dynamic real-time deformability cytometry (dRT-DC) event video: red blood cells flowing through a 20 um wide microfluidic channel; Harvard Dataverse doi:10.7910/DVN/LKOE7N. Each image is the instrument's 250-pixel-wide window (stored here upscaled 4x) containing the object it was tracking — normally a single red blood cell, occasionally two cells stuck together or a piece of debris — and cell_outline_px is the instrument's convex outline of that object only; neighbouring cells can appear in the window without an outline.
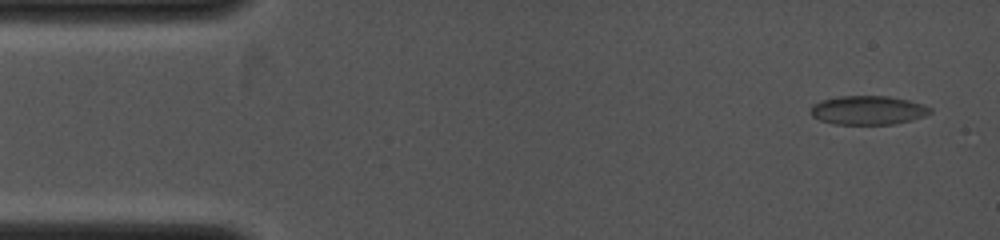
{"species": "common noctule bat (a hibernating species)", "species_latin": "Nyctalus noctula", "temperature_condition": "cold", "stored_images_in_passage": 37, "camera_frame_rate_fps": 4000, "um_per_image_px": 0.085, "animal": {"sex": "female", "body_mass_g": 19.0, "forearm_length_mm": 53.3}, "frame": {"image": 1, "passage_image": 2, "time_ms": 0.25, "image_size_px": [1000, 240], "cell_outline_px": [[932, 112], [924, 116], [912, 120], [892, 124], [836, 124], [820, 120], [812, 116], [808, 112], [812, 104], [824, 100], [840, 96], [888, 96], [908, 100], [932, 108]], "centroid_in_image_um": [73.75, 9.37], "position_along_channel_um": 11.2, "area_um2": 20.06}}
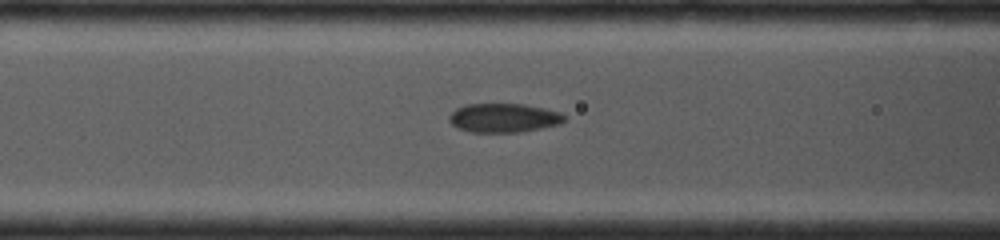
{"frame": {"image": 2, "passage_image": 23, "time_ms": 4.5, "image_size_px": [1000, 240], "cell_outline_px": [[564, 120], [560, 124], [520, 132], [472, 132], [456, 128], [448, 120], [448, 116], [456, 108], [468, 104], [524, 104], [544, 108], [560, 112], [564, 116]], "centroid_in_image_um": [42.78, 10.02], "position_along_channel_um": 123.8, "area_um2": 19.42}}
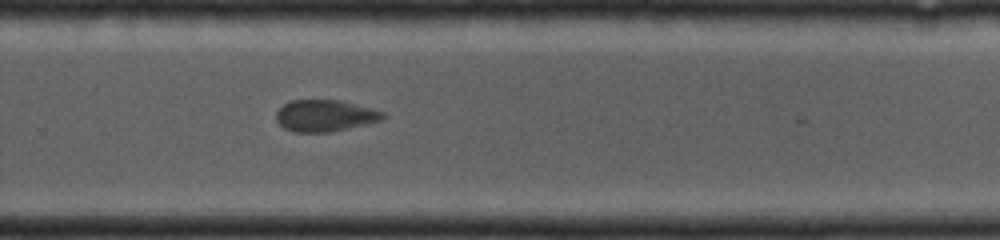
{"frame": {"image": 3, "passage_image": 37, "time_ms": 8.0, "image_size_px": [1000, 240], "cell_outline_px": [[384, 116], [380, 120], [368, 124], [332, 132], [292, 132], [284, 128], [276, 120], [276, 112], [284, 104], [292, 100], [336, 100], [384, 112]], "centroid_in_image_um": [27.57, 9.85], "position_along_channel_um": 302.2, "area_um2": 19.42}}